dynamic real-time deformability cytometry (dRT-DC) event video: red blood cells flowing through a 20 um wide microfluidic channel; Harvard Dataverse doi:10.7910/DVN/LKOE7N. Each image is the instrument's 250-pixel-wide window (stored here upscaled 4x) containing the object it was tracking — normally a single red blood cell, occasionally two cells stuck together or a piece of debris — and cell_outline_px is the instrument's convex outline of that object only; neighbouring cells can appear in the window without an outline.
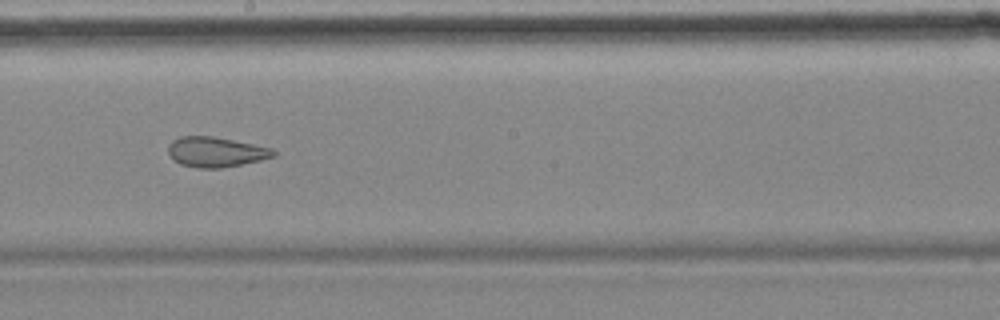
{"species": "common noctule bat (a hibernating species)", "species_latin": "Nyctalus noctula", "temperature_condition": "cold", "stored_images_in_passage": 14, "camera_frame_rate_fps": 3000, "um_per_image_px": 0.085, "animal": {"sex": "female", "body_mass_g": 18.4}, "frame": {"image": 1, "passage_image": 8, "time_ms": 9.0, "image_size_px": [1000, 320], "cell_outline_px": [[276, 156], [260, 160], [220, 168], [200, 168], [180, 164], [168, 152], [168, 144], [172, 140], [180, 136], [212, 136], [272, 148], [276, 152]], "centroid_in_image_um": [18.34, 12.91], "position_along_channel_um": 229.9, "area_um2": 18.21}, "authors_computed_cell_mechanics": {"area_um2": 23.2645, "velocity_mm_per_s": 3.5221, "shape_relaxation_time_tau1_ms": null, "shape_relaxation_time_tau2_ms": 2.8217, "deformation_change_tau1": null, "deformation_change_tau2": 0.0883}}